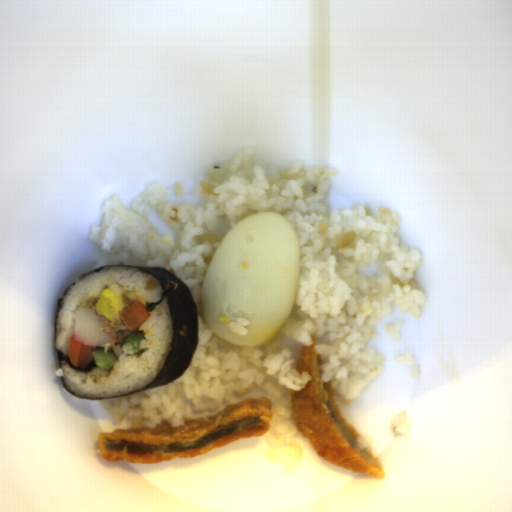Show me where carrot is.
<instances>
[{
  "label": "carrot",
  "mask_w": 512,
  "mask_h": 512,
  "mask_svg": "<svg viewBox=\"0 0 512 512\" xmlns=\"http://www.w3.org/2000/svg\"><path fill=\"white\" fill-rule=\"evenodd\" d=\"M119 314L120 319L130 333L137 331L151 316V313L147 311V307L138 299L124 307Z\"/></svg>",
  "instance_id": "carrot-1"
},
{
  "label": "carrot",
  "mask_w": 512,
  "mask_h": 512,
  "mask_svg": "<svg viewBox=\"0 0 512 512\" xmlns=\"http://www.w3.org/2000/svg\"><path fill=\"white\" fill-rule=\"evenodd\" d=\"M94 348L75 341L73 336L68 339L67 352L70 364L85 369L93 359L91 350Z\"/></svg>",
  "instance_id": "carrot-2"
}]
</instances>
